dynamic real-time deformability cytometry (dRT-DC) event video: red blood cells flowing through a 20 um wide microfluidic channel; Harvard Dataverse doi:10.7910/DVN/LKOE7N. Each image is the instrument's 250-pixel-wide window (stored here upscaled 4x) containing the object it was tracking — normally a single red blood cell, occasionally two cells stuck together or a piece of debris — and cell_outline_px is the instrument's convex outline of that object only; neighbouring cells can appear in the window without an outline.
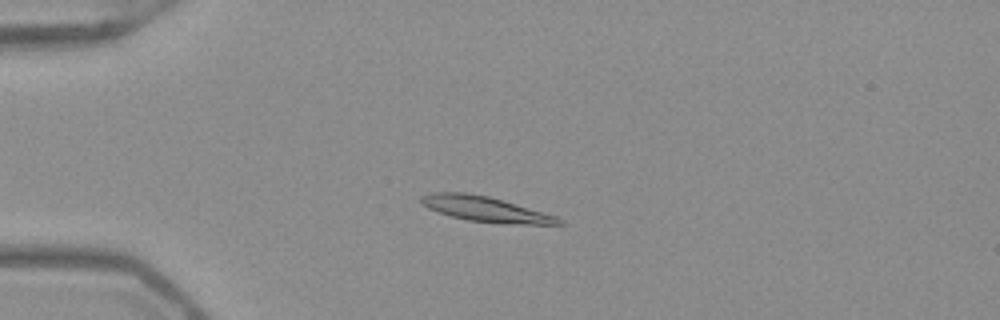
{"species": "Egyptian fruit bat (a non-hibernating species)", "species_latin": "Rousettus aegyptiacus", "temperature_condition": "warm", "stored_images_in_passage": 47, "camera_frame_rate_fps": 3000, "um_per_image_px": 0.085, "frame": {"image": 1, "passage_image": 8, "time_ms": 2.333, "image_size_px": [1000, 320], "cell_outline_px": [[564, 224], [508, 224], [468, 220], [452, 216], [428, 208], [420, 204], [420, 196], [432, 192], [464, 192], [488, 196], [516, 204], [556, 216], [564, 220]], "centroid_in_image_um": [41.24, 17.77], "position_along_channel_um": 43.8, "area_um2": 20.06}}
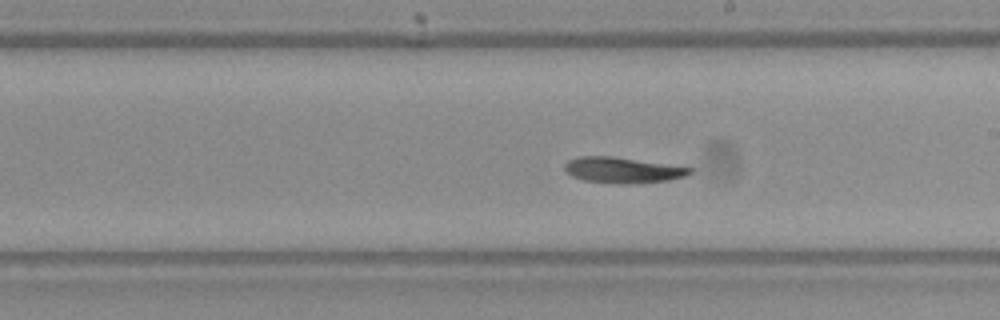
{"frame": {"image": 2, "passage_image": 25, "time_ms": 8.0, "image_size_px": [1000, 320], "cell_outline_px": [[692, 172], [684, 176], [668, 180], [628, 184], [620, 184], [584, 180], [572, 176], [564, 168], [564, 164], [568, 160], [576, 156], [612, 156], [692, 168]], "centroid_in_image_um": [52.87, 14.45], "position_along_channel_um": 236.1, "area_um2": 18.55}}
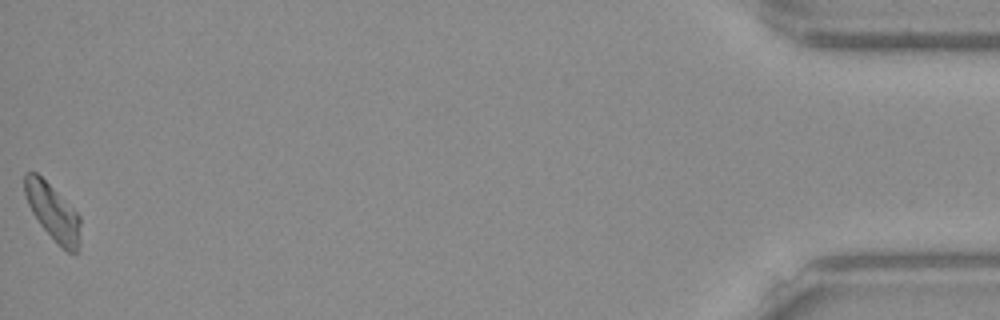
{"frame": {"image": 3, "passage_image": 47, "time_ms": 15.333, "image_size_px": [1000, 320], "cell_outline_px": [[80, 244], [76, 252], [68, 252], [40, 224], [32, 212], [28, 204], [24, 192], [24, 176], [28, 172], [36, 172], [80, 216]], "centroid_in_image_um": [4.48, 18.02], "position_along_channel_um": 430.7, "area_um2": 17.57}, "authors_computed_cell_mechanics": {"area_um2": 18.8428, "velocity_mm_per_s": 3.9038, "shape_relaxation_time_tau1_ms": 11.2053, "shape_relaxation_time_tau2_ms": null, "deformation_change_tau1": 0.2181, "deformation_change_tau2": null}}